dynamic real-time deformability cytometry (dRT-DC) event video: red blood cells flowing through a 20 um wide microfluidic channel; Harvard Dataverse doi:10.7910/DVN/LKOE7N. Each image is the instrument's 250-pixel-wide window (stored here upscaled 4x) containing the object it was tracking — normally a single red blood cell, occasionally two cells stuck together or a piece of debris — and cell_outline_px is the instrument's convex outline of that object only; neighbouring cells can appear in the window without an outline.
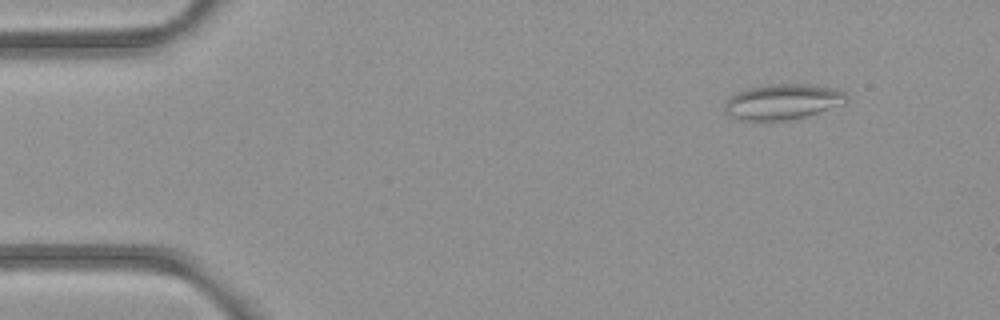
{"species": "common noctule bat (a hibernating species)", "species_latin": "Nyctalus noctula", "temperature_condition": "room temperature", "stored_images_in_passage": 48, "camera_frame_rate_fps": 3000, "um_per_image_px": 0.085, "animal": {"sex": "female", "body_mass_g": 21.9}, "frame": {"image": 1, "passage_image": 1, "time_ms": 0.0, "image_size_px": [1000, 320], "cell_outline_px": [[848, 100], [816, 112], [804, 116], [784, 120], [744, 120], [728, 116], [724, 112], [724, 104], [732, 96], [748, 88], [768, 84], [808, 84], [832, 88], [844, 92], [848, 96]], "centroid_in_image_um": [66.46, 8.64], "position_along_channel_um": 18.5, "area_um2": 24.51}}
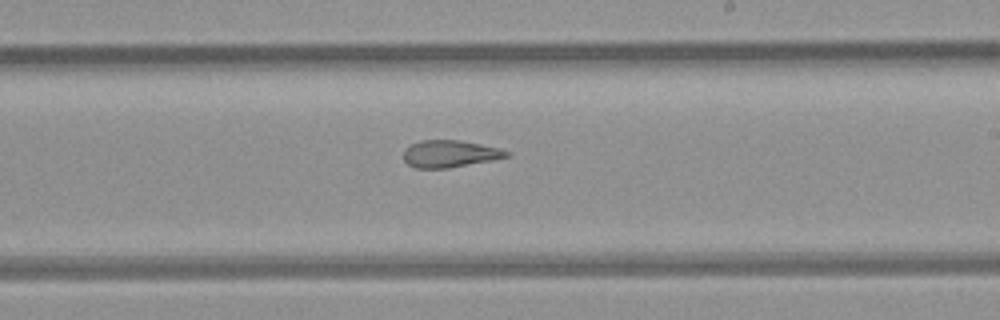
{"frame": {"image": 2, "passage_image": 26, "time_ms": 8.333, "image_size_px": [1000, 320], "cell_outline_px": [[508, 156], [492, 160], [448, 168], [416, 168], [408, 164], [404, 160], [404, 148], [420, 140], [460, 140], [500, 148], [508, 152]], "centroid_in_image_um": [38.2, 13.07], "position_along_channel_um": 250.8, "area_um2": 16.13}}
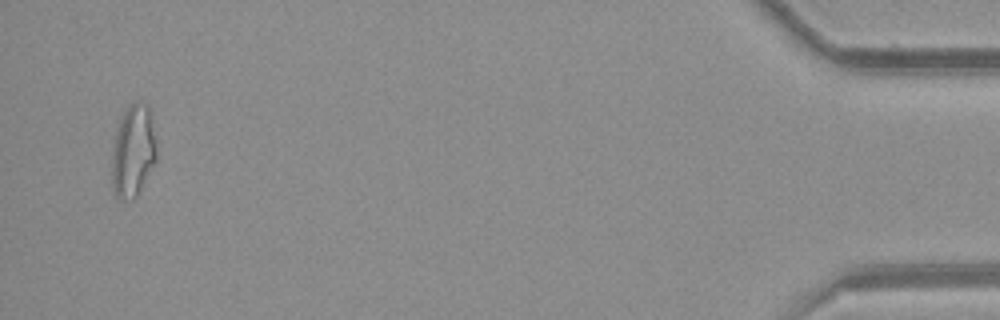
{"frame": {"image": 3, "passage_image": 46, "time_ms": 15.0, "image_size_px": [1000, 320], "cell_outline_px": [[156, 160], [136, 196], [132, 200], [120, 200], [112, 192], [112, 152], [116, 128], [120, 116], [124, 108], [136, 100], [148, 104], [152, 116], [156, 148]], "centroid_in_image_um": [11.29, 12.79], "position_along_channel_um": 423.9, "area_um2": 24.45}, "authors_computed_cell_mechanics": {"area_um2": 19.5075, "velocity_mm_per_s": 3.9735, "shape_relaxation_time_tau1_ms": null, "shape_relaxation_time_tau2_ms": 3.2209, "deformation_change_tau1": null, "deformation_change_tau2": 0.1263}}